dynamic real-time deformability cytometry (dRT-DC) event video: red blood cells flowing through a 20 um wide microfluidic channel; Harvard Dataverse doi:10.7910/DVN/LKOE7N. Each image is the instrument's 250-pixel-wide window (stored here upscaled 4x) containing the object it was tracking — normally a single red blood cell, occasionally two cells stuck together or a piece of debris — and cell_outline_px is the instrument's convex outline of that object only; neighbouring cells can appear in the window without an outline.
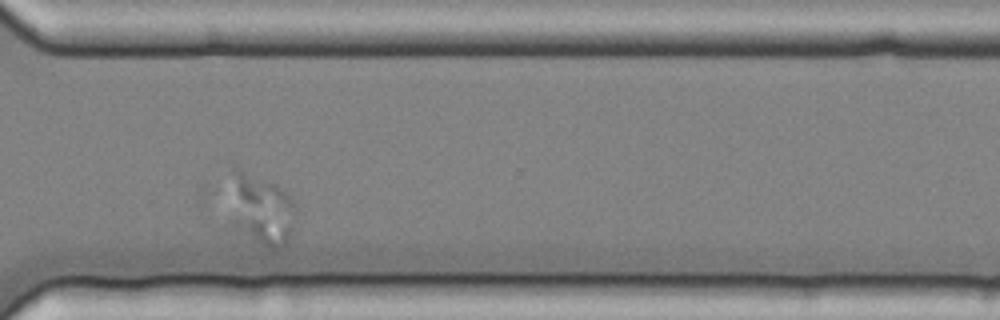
{"species": "common noctule bat (a hibernating species)", "species_latin": "Nyctalus noctula", "temperature_condition": "cold", "stored_images_in_passage": 37, "camera_frame_rate_fps": 3000, "um_per_image_px": 0.085, "animal": {"sex": "female", "body_mass_g": 25.1}, "frame": {"image": 1, "passage_image": 30, "time_ms": 9.667, "image_size_px": [1000, 320], "cell_outline_px": [[300, 212], [296, 224], [288, 240], [280, 248], [272, 248], [264, 244], [228, 224], [236, 168], [276, 184], [296, 204]], "centroid_in_image_um": [22.28, 17.86], "position_along_channel_um": 348.3, "area_um2": 26.99}}